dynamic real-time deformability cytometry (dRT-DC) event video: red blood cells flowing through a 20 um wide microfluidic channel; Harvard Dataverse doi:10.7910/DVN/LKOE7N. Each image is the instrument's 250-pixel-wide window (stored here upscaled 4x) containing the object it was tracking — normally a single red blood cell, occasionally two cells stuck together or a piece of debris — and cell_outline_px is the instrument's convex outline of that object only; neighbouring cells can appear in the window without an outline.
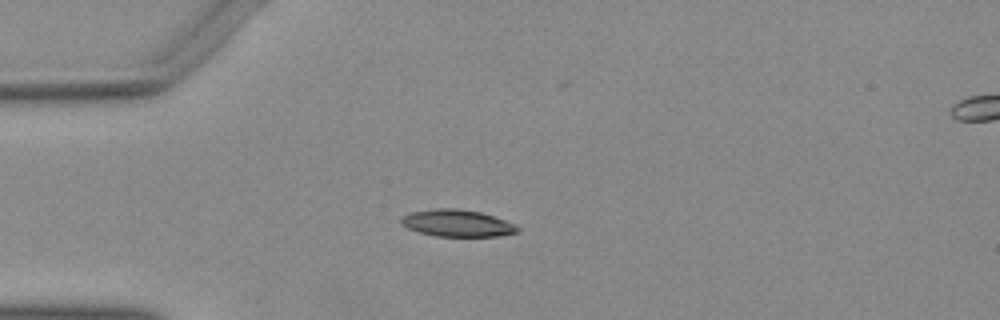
{"species": "Egyptian fruit bat (a non-hibernating species)", "species_latin": "Rousettus aegyptiacus", "temperature_condition": "warm", "stored_images_in_passage": 35, "camera_frame_rate_fps": 3000, "um_per_image_px": 0.085, "animal": {"sex": "female"}, "frame": {"image": 1, "passage_image": 1, "time_ms": 0.0, "image_size_px": [1000, 320], "cell_outline_px": [[520, 228], [516, 232], [500, 236], [436, 236], [420, 232], [408, 228], [400, 224], [400, 220], [404, 216], [412, 212], [436, 208], [456, 208], [480, 212], [516, 224]], "centroid_in_image_um": [38.86, 18.97], "position_along_channel_um": 46.1, "area_um2": 18.09}}
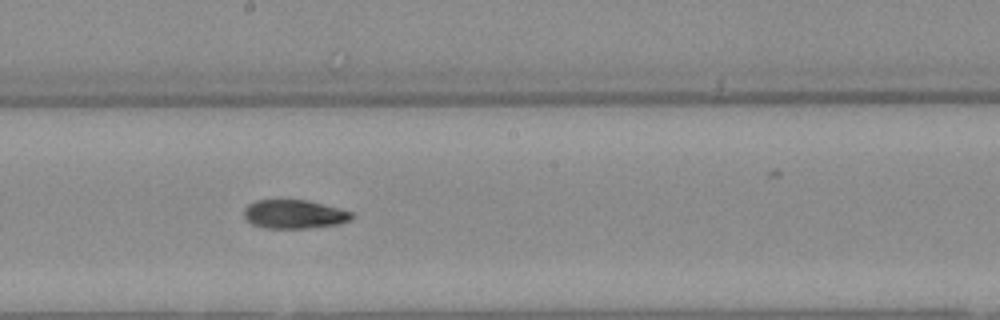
{"frame": {"image": 2, "passage_image": 16, "time_ms": 5.0, "image_size_px": [1000, 320], "cell_outline_px": [[352, 220], [340, 224], [312, 228], [264, 228], [252, 224], [244, 216], [244, 208], [248, 204], [256, 200], [308, 200], [352, 212]], "centroid_in_image_um": [25.01, 18.21], "position_along_channel_um": 223.2, "area_um2": 18.09}}
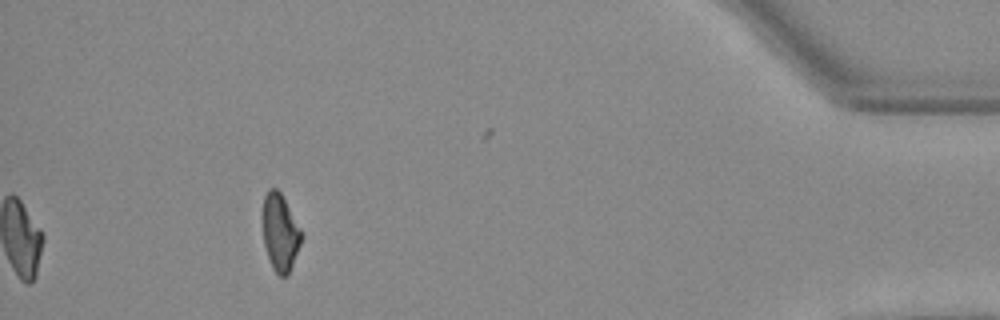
{"frame": {"image": 3, "passage_image": 35, "time_ms": 11.333, "image_size_px": [1000, 320], "cell_outline_px": [[304, 236], [288, 276], [280, 276], [272, 268], [264, 244], [260, 220], [260, 216], [264, 196], [268, 188], [276, 188], [280, 192], [300, 228]], "centroid_in_image_um": [23.78, 19.74], "position_along_channel_um": 411.4, "area_um2": 17.86}}